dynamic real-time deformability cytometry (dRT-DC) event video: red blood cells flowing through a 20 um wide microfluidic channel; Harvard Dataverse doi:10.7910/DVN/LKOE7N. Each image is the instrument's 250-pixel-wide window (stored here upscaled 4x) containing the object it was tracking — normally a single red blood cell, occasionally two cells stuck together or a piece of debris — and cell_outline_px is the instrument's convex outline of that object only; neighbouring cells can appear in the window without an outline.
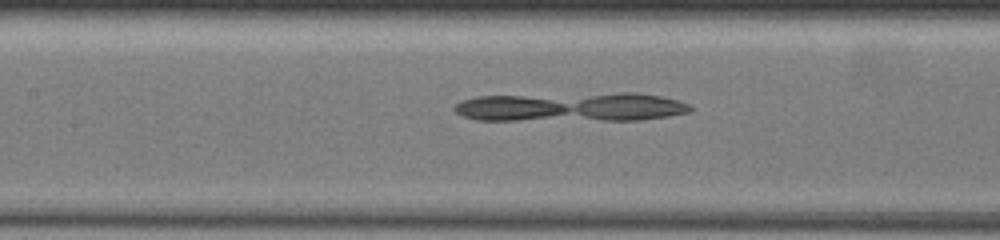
{"species": "common noctule bat (a hibernating species)", "species_latin": "Nyctalus noctula", "temperature_condition": "warm", "stored_images_in_passage": 21, "camera_frame_rate_fps": 3000, "um_per_image_px": 0.085, "animal": {"sex": "female", "body_mass_g": 19.5, "forearm_length_mm": 54.1}, "frame": {"image": 1, "passage_image": 12, "time_ms": 3.667, "image_size_px": [1000, 240], "cell_outline_px": [[692, 112], [668, 116], [640, 120], [476, 120], [464, 116], [456, 112], [452, 108], [460, 100], [476, 96], [620, 92], [636, 92], [660, 96], [676, 100], [688, 104], [692, 108]], "centroid_in_image_um": [48.53, 9.09], "position_along_channel_um": 158.9, "area_um2": 40.52}}